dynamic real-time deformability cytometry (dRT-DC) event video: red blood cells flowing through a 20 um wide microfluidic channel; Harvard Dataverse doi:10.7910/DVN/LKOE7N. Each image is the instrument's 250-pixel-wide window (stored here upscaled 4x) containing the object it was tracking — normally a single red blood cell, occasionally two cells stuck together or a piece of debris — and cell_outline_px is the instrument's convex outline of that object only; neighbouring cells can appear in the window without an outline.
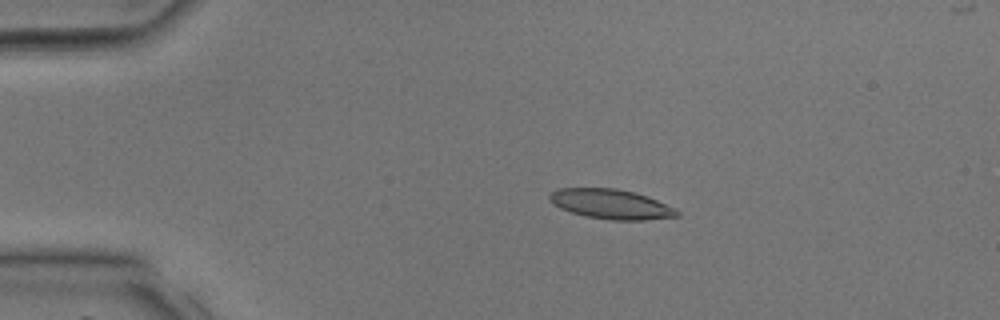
{"species": "common noctule bat (a hibernating species)", "species_latin": "Nyctalus noctula", "temperature_condition": "room temperature", "stored_images_in_passage": 37, "camera_frame_rate_fps": 3000, "um_per_image_px": 0.085, "animal": {"sex": "male", "body_mass_g": 17.9, "forearm_length_mm": 54.2}, "frame": {"image": 1, "passage_image": 7, "time_ms": 2.0, "image_size_px": [1000, 320], "cell_outline_px": [[680, 216], [644, 220], [612, 220], [588, 216], [572, 212], [560, 208], [552, 204], [548, 200], [548, 196], [556, 188], [616, 188], [648, 196], [676, 208], [680, 212]], "centroid_in_image_um": [51.94, 17.34], "position_along_channel_um": 33.1, "area_um2": 22.14}}
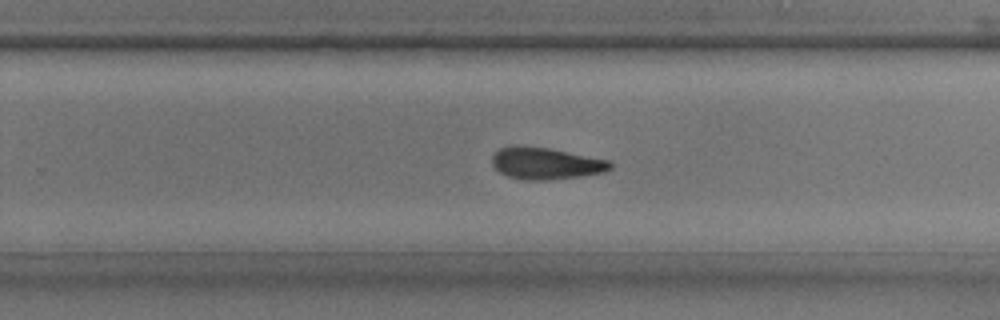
{"frame": {"image": 2, "passage_image": 24, "time_ms": 7.667, "image_size_px": [1000, 320], "cell_outline_px": [[612, 168], [604, 172], [580, 176], [544, 180], [524, 180], [508, 176], [500, 172], [492, 164], [492, 156], [500, 148], [548, 148], [612, 160]], "centroid_in_image_um": [46.47, 13.92], "position_along_channel_um": 283.3, "area_um2": 21.33}}
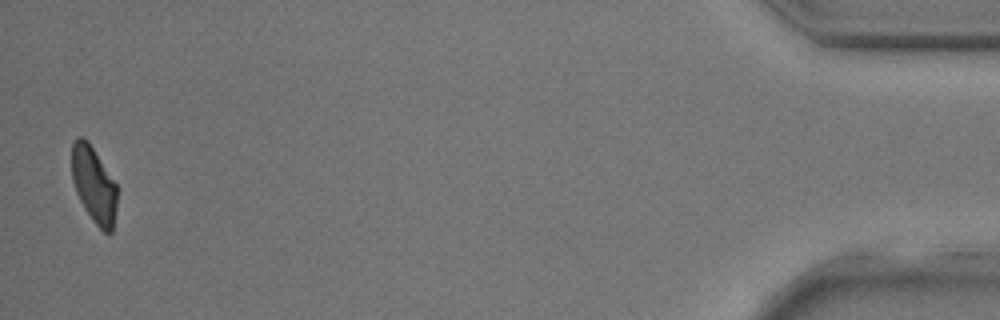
{"frame": {"image": 3, "passage_image": 37, "time_ms": 12.0, "image_size_px": [1000, 320], "cell_outline_px": [[116, 208], [112, 232], [104, 232], [96, 224], [84, 208], [76, 192], [72, 180], [72, 140], [76, 136], [84, 136], [88, 140], [116, 184]], "centroid_in_image_um": [7.95, 15.65], "position_along_channel_um": 427.2, "area_um2": 20.0}}